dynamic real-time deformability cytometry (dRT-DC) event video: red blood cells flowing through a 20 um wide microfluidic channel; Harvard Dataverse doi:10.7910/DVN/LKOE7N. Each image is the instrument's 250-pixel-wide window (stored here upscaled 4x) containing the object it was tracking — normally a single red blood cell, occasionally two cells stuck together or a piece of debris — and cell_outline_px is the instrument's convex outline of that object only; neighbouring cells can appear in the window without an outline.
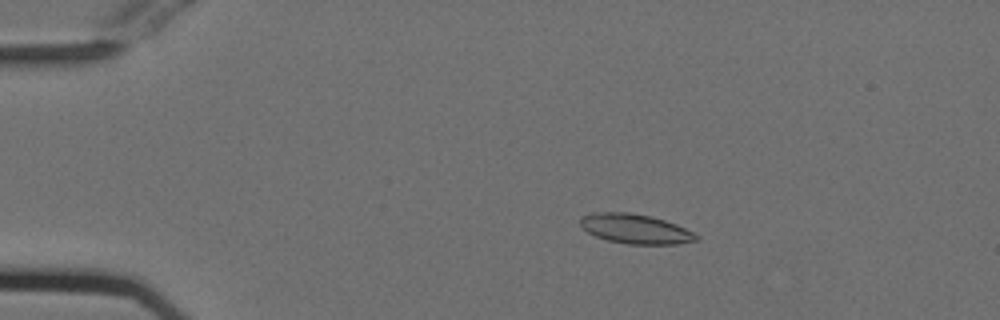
{"species": "Egyptian fruit bat (a non-hibernating species)", "species_latin": "Rousettus aegyptiacus", "temperature_condition": "cold", "stored_images_in_passage": 54, "camera_frame_rate_fps": 3000, "um_per_image_px": 0.085, "animal": {"sex": "female"}, "frame": {"image": 1, "passage_image": 11, "time_ms": 3.333, "image_size_px": [1000, 320], "cell_outline_px": [[700, 236], [696, 240], [676, 244], [628, 244], [608, 240], [596, 236], [588, 232], [580, 224], [580, 216], [592, 212], [628, 212], [652, 216], [676, 224]], "centroid_in_image_um": [53.98, 19.44], "position_along_channel_um": 31.0, "area_um2": 19.94}}
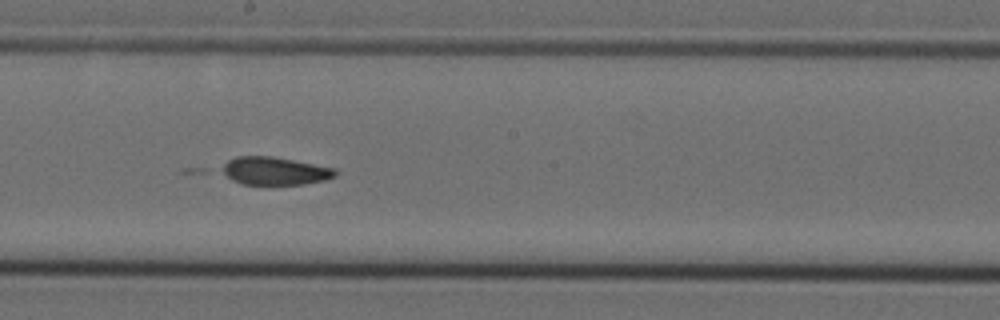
{"frame": {"image": 2, "passage_image": 31, "time_ms": 10.0, "image_size_px": [1000, 320], "cell_outline_px": [[340, 172], [336, 176], [324, 180], [304, 184], [240, 184], [232, 180], [220, 172], [216, 168], [228, 160], [236, 156], [272, 156], [336, 168]], "centroid_in_image_um": [23.31, 14.52], "position_along_channel_um": 224.9, "area_um2": 18.79}}
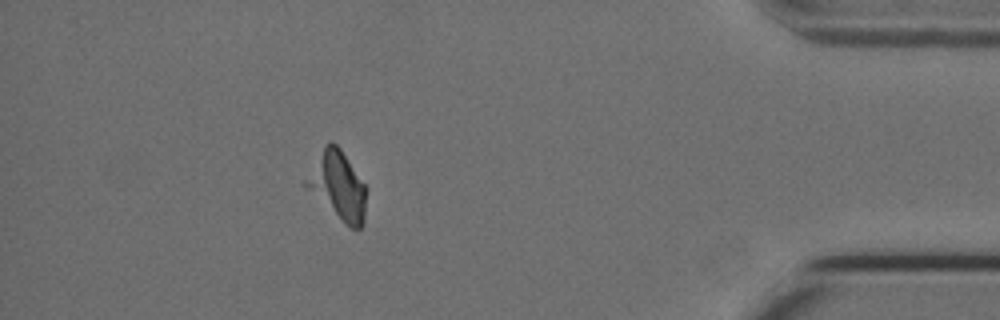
{"frame": {"image": 3, "passage_image": 49, "time_ms": 16.0, "image_size_px": [1000, 320], "cell_outline_px": [[364, 224], [360, 228], [352, 228], [300, 184], [324, 148], [332, 140], [340, 148], [364, 184]], "centroid_in_image_um": [28.66, 15.77], "position_along_channel_um": 406.5, "area_um2": 22.89}}